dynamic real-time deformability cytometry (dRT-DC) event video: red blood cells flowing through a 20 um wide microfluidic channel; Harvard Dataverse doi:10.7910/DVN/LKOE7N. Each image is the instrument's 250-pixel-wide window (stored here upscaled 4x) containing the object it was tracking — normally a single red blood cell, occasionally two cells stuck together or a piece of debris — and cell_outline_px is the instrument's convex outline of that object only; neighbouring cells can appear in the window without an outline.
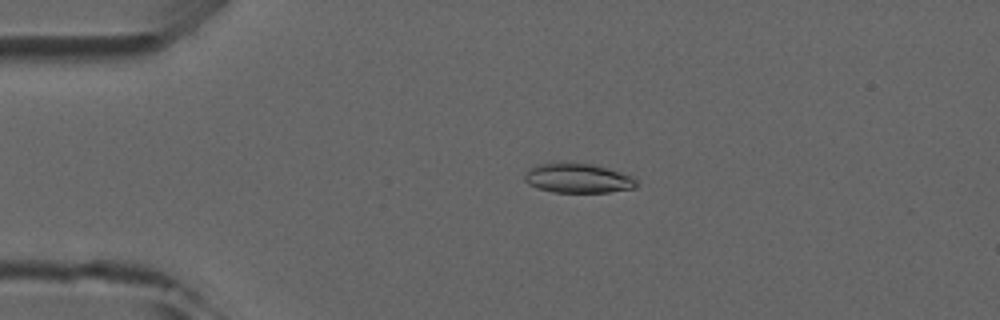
{"species": "common noctule bat (a hibernating species)", "species_latin": "Nyctalus noctula", "temperature_condition": "room temperature", "stored_images_in_passage": 4, "camera_frame_rate_fps": 3000, "um_per_image_px": 0.085, "animal": {"sex": "male", "forearm_length_mm": 52.5}, "frame": {"image": 1, "passage_image": 3, "time_ms": 2.333, "image_size_px": [1000, 320], "cell_outline_px": [[636, 188], [608, 192], [552, 192], [528, 184], [524, 180], [524, 172], [528, 168], [536, 164], [556, 160], [564, 160], [596, 164], [608, 168], [628, 176], [636, 180]], "centroid_in_image_um": [49.02, 15.09], "position_along_channel_um": 36.0, "area_um2": 19.83}}